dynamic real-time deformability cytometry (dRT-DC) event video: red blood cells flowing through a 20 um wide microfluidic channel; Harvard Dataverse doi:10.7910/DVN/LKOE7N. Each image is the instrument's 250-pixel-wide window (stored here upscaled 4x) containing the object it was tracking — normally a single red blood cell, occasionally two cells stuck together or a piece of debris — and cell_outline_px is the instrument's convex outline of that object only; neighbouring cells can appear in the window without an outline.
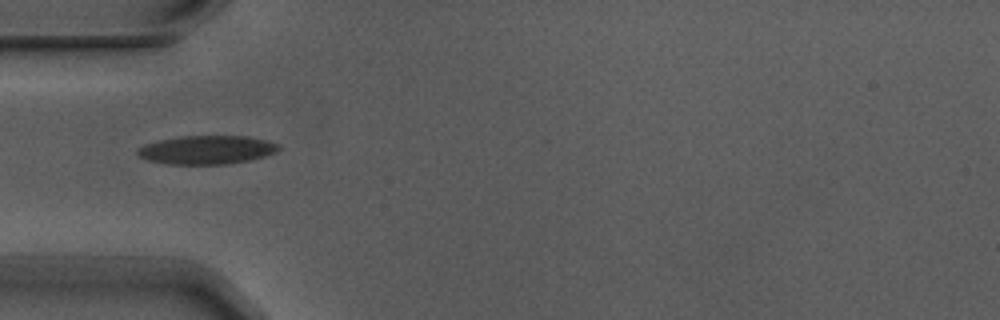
{"species": "Egyptian fruit bat (a non-hibernating species)", "species_latin": "Rousettus aegyptiacus", "temperature_condition": "warm", "stored_images_in_passage": 6, "camera_frame_rate_fps": 3000, "um_per_image_px": 0.085, "animal": {"sex": "male"}, "frame": {"image": 1, "passage_image": 4, "time_ms": 1.0, "image_size_px": [1000, 320], "cell_outline_px": [[280, 148], [276, 152], [264, 156], [248, 160], [228, 164], [168, 164], [148, 160], [140, 156], [136, 152], [140, 148], [148, 144], [160, 140], [180, 136], [248, 136], [264, 140], [276, 144]], "centroid_in_image_um": [17.58, 12.74], "position_along_channel_um": 67.4, "area_um2": 23.12}}
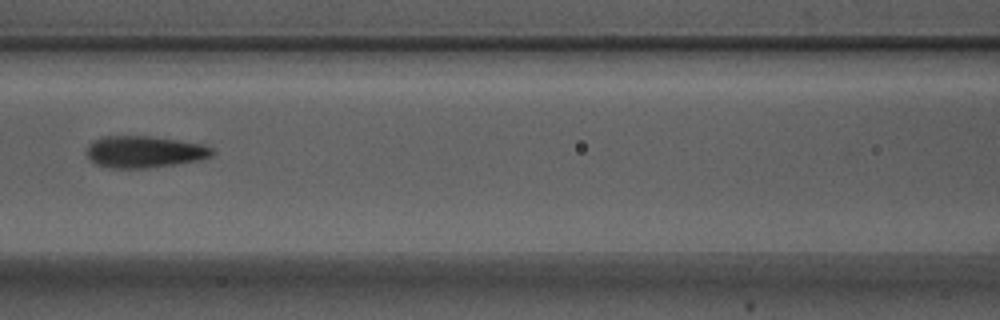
{"frame": {"image": 2, "passage_image": 6, "time_ms": 1.667, "image_size_px": [1000, 320], "cell_outline_px": [[216, 152], [212, 156], [200, 160], [176, 164], [148, 168], [112, 168], [96, 164], [88, 156], [88, 144], [92, 140], [104, 136], [148, 136], [176, 140], [200, 144], [212, 148]], "centroid_in_image_um": [12.28, 12.91], "position_along_channel_um": 154.3, "area_um2": 23.12}}